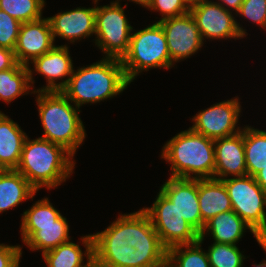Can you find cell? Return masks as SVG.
<instances>
[{"label": "cell", "instance_id": "3", "mask_svg": "<svg viewBox=\"0 0 266 267\" xmlns=\"http://www.w3.org/2000/svg\"><path fill=\"white\" fill-rule=\"evenodd\" d=\"M130 85L120 59L102 58L73 72L61 91L80 108L86 103H97L122 93Z\"/></svg>", "mask_w": 266, "mask_h": 267}, {"label": "cell", "instance_id": "30", "mask_svg": "<svg viewBox=\"0 0 266 267\" xmlns=\"http://www.w3.org/2000/svg\"><path fill=\"white\" fill-rule=\"evenodd\" d=\"M21 22L0 10V47L15 50Z\"/></svg>", "mask_w": 266, "mask_h": 267}, {"label": "cell", "instance_id": "11", "mask_svg": "<svg viewBox=\"0 0 266 267\" xmlns=\"http://www.w3.org/2000/svg\"><path fill=\"white\" fill-rule=\"evenodd\" d=\"M240 112L239 98L225 100L196 114L192 118L194 124L190 128L213 140L229 137L242 131L237 126Z\"/></svg>", "mask_w": 266, "mask_h": 267}, {"label": "cell", "instance_id": "27", "mask_svg": "<svg viewBox=\"0 0 266 267\" xmlns=\"http://www.w3.org/2000/svg\"><path fill=\"white\" fill-rule=\"evenodd\" d=\"M45 0H0V10L21 23L42 18Z\"/></svg>", "mask_w": 266, "mask_h": 267}, {"label": "cell", "instance_id": "28", "mask_svg": "<svg viewBox=\"0 0 266 267\" xmlns=\"http://www.w3.org/2000/svg\"><path fill=\"white\" fill-rule=\"evenodd\" d=\"M208 259L210 267H243L246 257L238 246L225 243H213L209 246Z\"/></svg>", "mask_w": 266, "mask_h": 267}, {"label": "cell", "instance_id": "33", "mask_svg": "<svg viewBox=\"0 0 266 267\" xmlns=\"http://www.w3.org/2000/svg\"><path fill=\"white\" fill-rule=\"evenodd\" d=\"M21 256L20 245L0 244V267H19Z\"/></svg>", "mask_w": 266, "mask_h": 267}, {"label": "cell", "instance_id": "20", "mask_svg": "<svg viewBox=\"0 0 266 267\" xmlns=\"http://www.w3.org/2000/svg\"><path fill=\"white\" fill-rule=\"evenodd\" d=\"M27 135L0 111V170H16Z\"/></svg>", "mask_w": 266, "mask_h": 267}, {"label": "cell", "instance_id": "31", "mask_svg": "<svg viewBox=\"0 0 266 267\" xmlns=\"http://www.w3.org/2000/svg\"><path fill=\"white\" fill-rule=\"evenodd\" d=\"M148 9L159 11L162 14L160 20H163L187 14L190 12V5L186 0H152Z\"/></svg>", "mask_w": 266, "mask_h": 267}, {"label": "cell", "instance_id": "16", "mask_svg": "<svg viewBox=\"0 0 266 267\" xmlns=\"http://www.w3.org/2000/svg\"><path fill=\"white\" fill-rule=\"evenodd\" d=\"M69 47L66 45L54 46L49 52L35 58L32 62L35 72L45 76L47 85L33 92L38 91H62L68 84L73 72V63ZM67 78L64 80L63 78ZM63 79L62 82L55 80Z\"/></svg>", "mask_w": 266, "mask_h": 267}, {"label": "cell", "instance_id": "32", "mask_svg": "<svg viewBox=\"0 0 266 267\" xmlns=\"http://www.w3.org/2000/svg\"><path fill=\"white\" fill-rule=\"evenodd\" d=\"M236 14L266 29V0H243Z\"/></svg>", "mask_w": 266, "mask_h": 267}, {"label": "cell", "instance_id": "24", "mask_svg": "<svg viewBox=\"0 0 266 267\" xmlns=\"http://www.w3.org/2000/svg\"><path fill=\"white\" fill-rule=\"evenodd\" d=\"M31 67L16 63L12 68L0 71V100L12 102L19 96L29 94L34 83Z\"/></svg>", "mask_w": 266, "mask_h": 267}, {"label": "cell", "instance_id": "34", "mask_svg": "<svg viewBox=\"0 0 266 267\" xmlns=\"http://www.w3.org/2000/svg\"><path fill=\"white\" fill-rule=\"evenodd\" d=\"M16 63L14 51L0 47V71L10 69Z\"/></svg>", "mask_w": 266, "mask_h": 267}, {"label": "cell", "instance_id": "23", "mask_svg": "<svg viewBox=\"0 0 266 267\" xmlns=\"http://www.w3.org/2000/svg\"><path fill=\"white\" fill-rule=\"evenodd\" d=\"M37 190L16 170H0V213L34 197Z\"/></svg>", "mask_w": 266, "mask_h": 267}, {"label": "cell", "instance_id": "5", "mask_svg": "<svg viewBox=\"0 0 266 267\" xmlns=\"http://www.w3.org/2000/svg\"><path fill=\"white\" fill-rule=\"evenodd\" d=\"M161 153V157L171 164L170 177L190 179L214 177V140L194 132L190 127L166 142Z\"/></svg>", "mask_w": 266, "mask_h": 267}, {"label": "cell", "instance_id": "21", "mask_svg": "<svg viewBox=\"0 0 266 267\" xmlns=\"http://www.w3.org/2000/svg\"><path fill=\"white\" fill-rule=\"evenodd\" d=\"M198 200L204 223L220 213L232 210V203L222 180L198 179Z\"/></svg>", "mask_w": 266, "mask_h": 267}, {"label": "cell", "instance_id": "8", "mask_svg": "<svg viewBox=\"0 0 266 267\" xmlns=\"http://www.w3.org/2000/svg\"><path fill=\"white\" fill-rule=\"evenodd\" d=\"M125 16L124 7L117 1L96 5L95 45L106 58L121 60L128 52L133 28Z\"/></svg>", "mask_w": 266, "mask_h": 267}, {"label": "cell", "instance_id": "26", "mask_svg": "<svg viewBox=\"0 0 266 267\" xmlns=\"http://www.w3.org/2000/svg\"><path fill=\"white\" fill-rule=\"evenodd\" d=\"M167 260L174 267H210L207 251L201 248L199 241L169 248Z\"/></svg>", "mask_w": 266, "mask_h": 267}, {"label": "cell", "instance_id": "36", "mask_svg": "<svg viewBox=\"0 0 266 267\" xmlns=\"http://www.w3.org/2000/svg\"><path fill=\"white\" fill-rule=\"evenodd\" d=\"M254 178L266 193V166L262 167V169L254 176Z\"/></svg>", "mask_w": 266, "mask_h": 267}, {"label": "cell", "instance_id": "35", "mask_svg": "<svg viewBox=\"0 0 266 267\" xmlns=\"http://www.w3.org/2000/svg\"><path fill=\"white\" fill-rule=\"evenodd\" d=\"M216 3L222 5L226 10L231 11V9H232L233 11L235 10V12L237 13L240 10V7H241V4L243 3V0H218V2H216ZM229 8H231V9H229Z\"/></svg>", "mask_w": 266, "mask_h": 267}, {"label": "cell", "instance_id": "7", "mask_svg": "<svg viewBox=\"0 0 266 267\" xmlns=\"http://www.w3.org/2000/svg\"><path fill=\"white\" fill-rule=\"evenodd\" d=\"M238 214L262 239L266 240V193L253 176L232 177L222 180Z\"/></svg>", "mask_w": 266, "mask_h": 267}, {"label": "cell", "instance_id": "9", "mask_svg": "<svg viewBox=\"0 0 266 267\" xmlns=\"http://www.w3.org/2000/svg\"><path fill=\"white\" fill-rule=\"evenodd\" d=\"M149 216L162 245L168 250L193 244L200 234L179 214L173 202L160 190L151 208H142Z\"/></svg>", "mask_w": 266, "mask_h": 267}, {"label": "cell", "instance_id": "12", "mask_svg": "<svg viewBox=\"0 0 266 267\" xmlns=\"http://www.w3.org/2000/svg\"><path fill=\"white\" fill-rule=\"evenodd\" d=\"M163 28L168 51L173 63L179 62L196 53L204 44L193 15L187 14L159 20Z\"/></svg>", "mask_w": 266, "mask_h": 267}, {"label": "cell", "instance_id": "13", "mask_svg": "<svg viewBox=\"0 0 266 267\" xmlns=\"http://www.w3.org/2000/svg\"><path fill=\"white\" fill-rule=\"evenodd\" d=\"M160 190L173 202L183 219L201 234L205 223L200 214L198 179L170 177Z\"/></svg>", "mask_w": 266, "mask_h": 267}, {"label": "cell", "instance_id": "1", "mask_svg": "<svg viewBox=\"0 0 266 267\" xmlns=\"http://www.w3.org/2000/svg\"><path fill=\"white\" fill-rule=\"evenodd\" d=\"M92 236L94 267H158L167 260V249L142 208L119 215Z\"/></svg>", "mask_w": 266, "mask_h": 267}, {"label": "cell", "instance_id": "39", "mask_svg": "<svg viewBox=\"0 0 266 267\" xmlns=\"http://www.w3.org/2000/svg\"><path fill=\"white\" fill-rule=\"evenodd\" d=\"M158 267H174L168 260L159 265Z\"/></svg>", "mask_w": 266, "mask_h": 267}, {"label": "cell", "instance_id": "37", "mask_svg": "<svg viewBox=\"0 0 266 267\" xmlns=\"http://www.w3.org/2000/svg\"><path fill=\"white\" fill-rule=\"evenodd\" d=\"M116 1L119 2L120 0H116ZM129 1H132L136 4H140L144 8H149L152 2V0H129Z\"/></svg>", "mask_w": 266, "mask_h": 267}, {"label": "cell", "instance_id": "10", "mask_svg": "<svg viewBox=\"0 0 266 267\" xmlns=\"http://www.w3.org/2000/svg\"><path fill=\"white\" fill-rule=\"evenodd\" d=\"M190 13L193 15L202 39H237L246 35V30L240 27L232 14L222 5L204 0L190 5ZM205 37V39H204Z\"/></svg>", "mask_w": 266, "mask_h": 267}, {"label": "cell", "instance_id": "25", "mask_svg": "<svg viewBox=\"0 0 266 267\" xmlns=\"http://www.w3.org/2000/svg\"><path fill=\"white\" fill-rule=\"evenodd\" d=\"M244 150L247 175L254 177L266 166V131L245 126Z\"/></svg>", "mask_w": 266, "mask_h": 267}, {"label": "cell", "instance_id": "40", "mask_svg": "<svg viewBox=\"0 0 266 267\" xmlns=\"http://www.w3.org/2000/svg\"><path fill=\"white\" fill-rule=\"evenodd\" d=\"M186 1H187V3H188L189 5H192V4H195V3H197V2L204 1V0H186Z\"/></svg>", "mask_w": 266, "mask_h": 267}, {"label": "cell", "instance_id": "38", "mask_svg": "<svg viewBox=\"0 0 266 267\" xmlns=\"http://www.w3.org/2000/svg\"><path fill=\"white\" fill-rule=\"evenodd\" d=\"M259 245H261L262 248L264 249V251H266V240H262V241L259 243ZM253 267H266V261L263 260V261H261V263H259V264H257V265L254 264Z\"/></svg>", "mask_w": 266, "mask_h": 267}, {"label": "cell", "instance_id": "14", "mask_svg": "<svg viewBox=\"0 0 266 267\" xmlns=\"http://www.w3.org/2000/svg\"><path fill=\"white\" fill-rule=\"evenodd\" d=\"M54 42L47 18L22 23L14 50L16 61L29 66L30 61L49 52Z\"/></svg>", "mask_w": 266, "mask_h": 267}, {"label": "cell", "instance_id": "17", "mask_svg": "<svg viewBox=\"0 0 266 267\" xmlns=\"http://www.w3.org/2000/svg\"><path fill=\"white\" fill-rule=\"evenodd\" d=\"M52 35L55 41L56 36L70 40L74 43L79 39L95 34L96 6L92 8H80L64 11L52 17H47Z\"/></svg>", "mask_w": 266, "mask_h": 267}, {"label": "cell", "instance_id": "18", "mask_svg": "<svg viewBox=\"0 0 266 267\" xmlns=\"http://www.w3.org/2000/svg\"><path fill=\"white\" fill-rule=\"evenodd\" d=\"M21 237L30 250H40L42 254L60 244L68 242L69 225L64 216L56 220V224L21 225Z\"/></svg>", "mask_w": 266, "mask_h": 267}, {"label": "cell", "instance_id": "2", "mask_svg": "<svg viewBox=\"0 0 266 267\" xmlns=\"http://www.w3.org/2000/svg\"><path fill=\"white\" fill-rule=\"evenodd\" d=\"M73 155L63 146L41 137L27 136L16 171L38 191L43 187L57 188L73 173Z\"/></svg>", "mask_w": 266, "mask_h": 267}, {"label": "cell", "instance_id": "22", "mask_svg": "<svg viewBox=\"0 0 266 267\" xmlns=\"http://www.w3.org/2000/svg\"><path fill=\"white\" fill-rule=\"evenodd\" d=\"M82 244L86 247L84 254L79 244L70 240L66 243L50 249L42 254L47 267H94L93 263V236L81 237ZM84 255L87 258L84 264Z\"/></svg>", "mask_w": 266, "mask_h": 267}, {"label": "cell", "instance_id": "15", "mask_svg": "<svg viewBox=\"0 0 266 267\" xmlns=\"http://www.w3.org/2000/svg\"><path fill=\"white\" fill-rule=\"evenodd\" d=\"M214 149V179L223 180L228 175L232 177H243L247 175L244 128L235 135L214 139Z\"/></svg>", "mask_w": 266, "mask_h": 267}, {"label": "cell", "instance_id": "6", "mask_svg": "<svg viewBox=\"0 0 266 267\" xmlns=\"http://www.w3.org/2000/svg\"><path fill=\"white\" fill-rule=\"evenodd\" d=\"M125 75L133 82L142 71L150 68H172L165 32L156 22L131 34L128 52L121 59Z\"/></svg>", "mask_w": 266, "mask_h": 267}, {"label": "cell", "instance_id": "29", "mask_svg": "<svg viewBox=\"0 0 266 267\" xmlns=\"http://www.w3.org/2000/svg\"><path fill=\"white\" fill-rule=\"evenodd\" d=\"M61 213L53 207L48 198L38 200L22 215L21 225H47L56 224Z\"/></svg>", "mask_w": 266, "mask_h": 267}, {"label": "cell", "instance_id": "4", "mask_svg": "<svg viewBox=\"0 0 266 267\" xmlns=\"http://www.w3.org/2000/svg\"><path fill=\"white\" fill-rule=\"evenodd\" d=\"M37 106L44 134L41 138L63 146L73 156L86 137L80 110L61 91H38Z\"/></svg>", "mask_w": 266, "mask_h": 267}, {"label": "cell", "instance_id": "19", "mask_svg": "<svg viewBox=\"0 0 266 267\" xmlns=\"http://www.w3.org/2000/svg\"><path fill=\"white\" fill-rule=\"evenodd\" d=\"M249 229L253 233L258 243L262 239L252 230V228L233 210L220 213L205 223L204 229L199 237L202 244L205 234H210L215 243H225L236 245L242 238L244 230ZM207 231V232H205Z\"/></svg>", "mask_w": 266, "mask_h": 267}]
</instances>
